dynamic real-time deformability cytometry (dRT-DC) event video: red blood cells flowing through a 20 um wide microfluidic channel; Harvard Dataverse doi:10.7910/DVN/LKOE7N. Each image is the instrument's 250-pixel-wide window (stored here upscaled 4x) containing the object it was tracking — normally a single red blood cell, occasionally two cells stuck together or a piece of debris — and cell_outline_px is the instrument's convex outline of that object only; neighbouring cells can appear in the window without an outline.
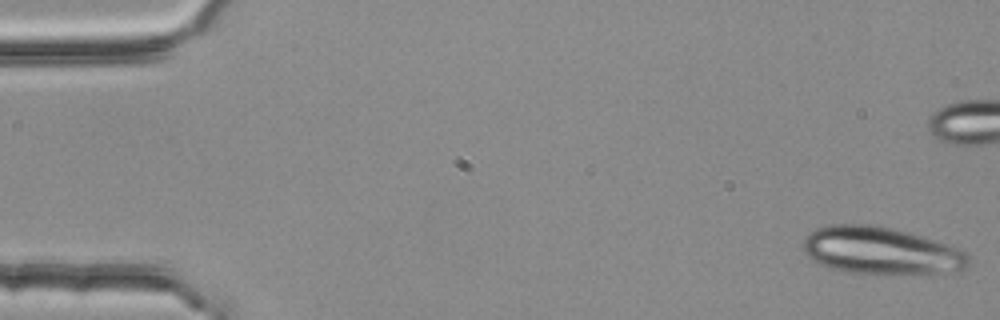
{"species": "common noctule bat (a hibernating species)", "species_latin": "Nyctalus noctula", "temperature_condition": "room temperature", "stored_images_in_passage": 3, "camera_frame_rate_fps": 3000, "um_per_image_px": 0.085, "animal": {"sex": "female", "body_mass_g": 25.1}, "frame": {"image": 1, "passage_image": 1, "time_ms": 0.0, "image_size_px": [1000, 320], "cell_outline_px": [[968, 264], [964, 268], [940, 272], [848, 272], [832, 268], [820, 264], [812, 260], [804, 252], [804, 236], [808, 232], [816, 228], [828, 224], [876, 224], [924, 236], [960, 248], [968, 256]], "centroid_in_image_um": [74.81, 21.25], "position_along_channel_um": 10.2, "area_um2": 44.91}}